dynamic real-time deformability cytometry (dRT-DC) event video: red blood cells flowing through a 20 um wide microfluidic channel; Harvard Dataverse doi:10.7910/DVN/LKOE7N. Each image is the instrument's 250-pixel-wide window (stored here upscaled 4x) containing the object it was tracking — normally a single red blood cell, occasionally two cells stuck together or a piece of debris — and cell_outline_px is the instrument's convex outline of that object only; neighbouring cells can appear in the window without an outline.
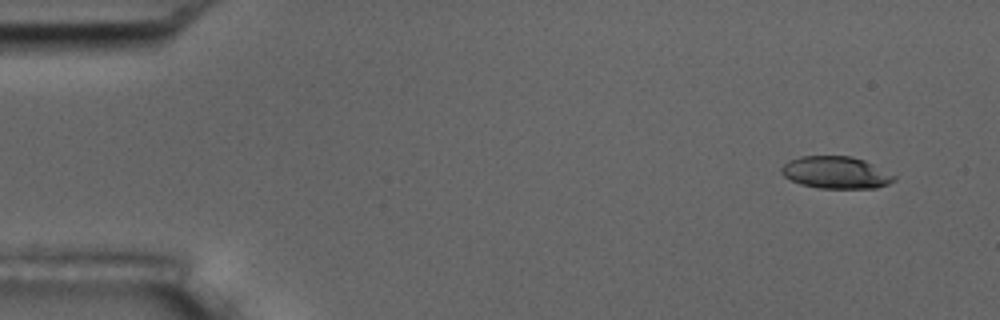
{"species": "common noctule bat (a hibernating species)", "species_latin": "Nyctalus noctula", "temperature_condition": "room temperature", "stored_images_in_passage": 7, "camera_frame_rate_fps": 3000, "um_per_image_px": 0.085, "animal": {"sex": "male", "body_mass_g": 17.5, "forearm_length_mm": 52.3}, "frame": {"image": 1, "passage_image": 1, "time_ms": 0.0, "image_size_px": [1000, 320], "cell_outline_px": [[896, 180], [888, 184], [876, 188], [820, 188], [800, 184], [784, 176], [780, 172], [780, 168], [788, 160], [800, 156], [852, 156], [864, 160], [896, 176]], "centroid_in_image_um": [71.04, 14.66], "position_along_channel_um": 14.0, "area_um2": 21.1}}
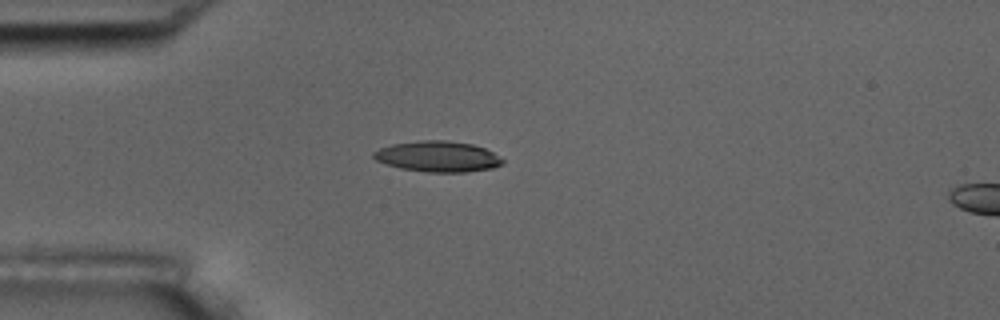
{"frame": {"image": 2, "passage_image": 4, "time_ms": 3.667, "image_size_px": [1000, 320], "cell_outline_px": [[504, 164], [492, 168], [468, 172], [424, 172], [400, 168], [376, 160], [372, 156], [372, 152], [380, 148], [392, 144], [420, 140], [444, 140], [472, 144], [484, 148], [492, 152], [504, 160]], "centroid_in_image_um": [37.21, 13.3], "position_along_channel_um": 47.8, "area_um2": 23.12}}